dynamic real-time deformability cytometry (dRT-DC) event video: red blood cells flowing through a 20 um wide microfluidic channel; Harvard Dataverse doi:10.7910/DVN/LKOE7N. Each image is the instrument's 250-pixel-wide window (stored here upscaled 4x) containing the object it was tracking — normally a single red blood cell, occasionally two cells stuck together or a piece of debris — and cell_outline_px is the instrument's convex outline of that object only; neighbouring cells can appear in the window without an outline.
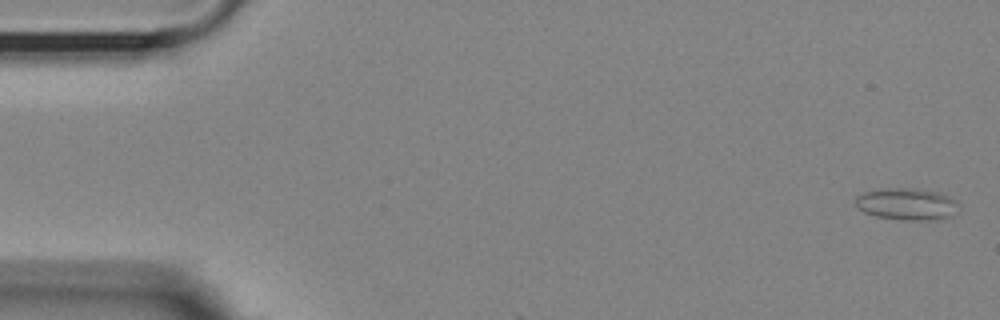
{"species": "Egyptian fruit bat (a non-hibernating species)", "species_latin": "Rousettus aegyptiacus", "temperature_condition": "room temperature", "stored_images_in_passage": 56, "camera_frame_rate_fps": 3000, "um_per_image_px": 0.085, "animal": {"sex": "female"}, "frame": {"image": 1, "passage_image": 2, "time_ms": 0.333, "image_size_px": [1000, 320], "cell_outline_px": [[956, 200], [948, 216], [936, 220], [904, 220], [876, 216], [864, 212], [856, 208], [852, 200], [856, 196], [864, 192], [880, 188], [912, 188], [936, 192], [948, 196]], "centroid_in_image_um": [76.91, 17.33], "position_along_channel_um": 8.1, "area_um2": 18.9}}
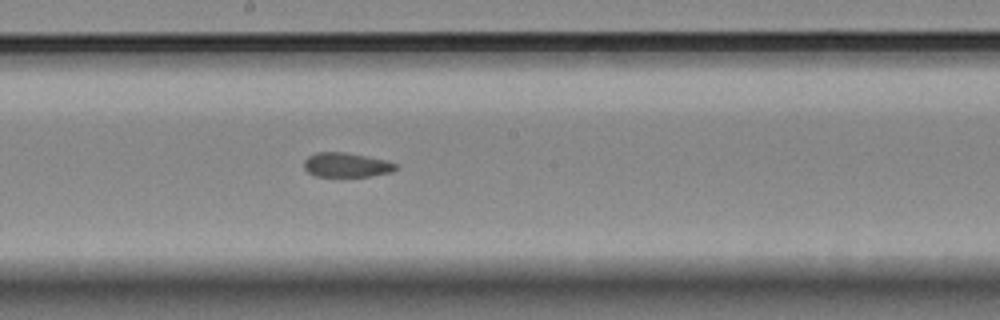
{"frame": {"image": 2, "passage_image": 30, "time_ms": 9.667, "image_size_px": [1000, 320], "cell_outline_px": [[396, 168], [392, 172], [368, 176], [316, 176], [308, 172], [304, 168], [304, 160], [308, 156], [316, 152], [344, 152], [384, 160], [396, 164]], "centroid_in_image_um": [29.39, 14.02], "position_along_channel_um": 218.8, "area_um2": 12.83}}
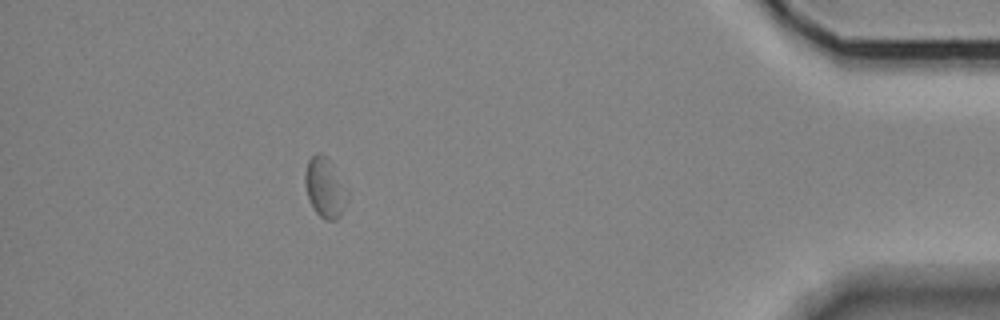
{"frame": {"image": 3, "passage_image": 50, "time_ms": 16.333, "image_size_px": [1000, 320], "cell_outline_px": [[340, 216], [336, 220], [324, 220], [312, 208], [304, 184], [304, 172], [308, 160], [316, 152], [320, 152], [328, 160], [340, 184]], "centroid_in_image_um": [27.42, 15.93], "position_along_channel_um": 407.8, "area_um2": 13.12}, "authors_computed_cell_mechanics": {"area_um2": 14.2766, "velocity_mm_per_s": 3.606, "shape_relaxation_time_tau1_ms": null, "shape_relaxation_time_tau2_ms": 4.3838, "deformation_change_tau1": null, "deformation_change_tau2": 0.0658}}